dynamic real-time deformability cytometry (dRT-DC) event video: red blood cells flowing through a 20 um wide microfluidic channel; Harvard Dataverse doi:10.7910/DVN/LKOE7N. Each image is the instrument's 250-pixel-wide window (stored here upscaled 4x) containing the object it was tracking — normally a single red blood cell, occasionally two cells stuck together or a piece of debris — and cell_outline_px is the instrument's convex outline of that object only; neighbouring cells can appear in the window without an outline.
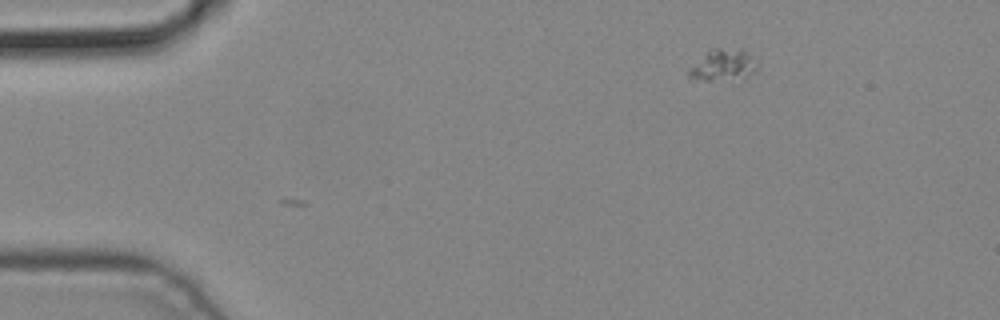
{"species": "common noctule bat (a hibernating species)", "species_latin": "Nyctalus noctula", "temperature_condition": "cold", "stored_images_in_passage": 2, "camera_frame_rate_fps": 3000, "um_per_image_px": 0.085, "animal": {"sex": "male", "body_mass_g": 19.2, "forearm_length_mm": 51.8}, "frame": {"image": 1, "passage_image": 2, "time_ms": 0.333, "image_size_px": [1000, 320], "cell_outline_px": [[756, 72], [744, 80], [688, 80], [688, 68], [708, 48], [744, 48], [756, 64]], "centroid_in_image_um": [61.42, 5.54], "position_along_channel_um": 23.6, "area_um2": 13.24}}